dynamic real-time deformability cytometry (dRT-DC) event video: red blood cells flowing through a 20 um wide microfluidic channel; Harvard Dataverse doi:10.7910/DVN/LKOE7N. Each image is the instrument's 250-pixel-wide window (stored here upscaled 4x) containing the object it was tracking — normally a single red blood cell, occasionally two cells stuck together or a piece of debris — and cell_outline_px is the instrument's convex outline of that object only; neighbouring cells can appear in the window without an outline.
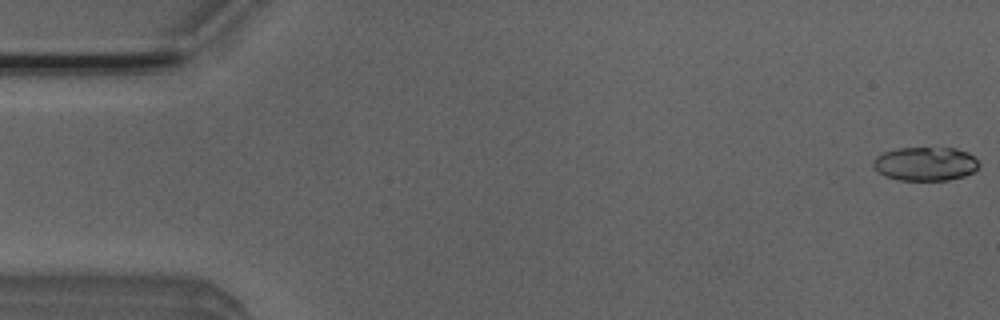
{"species": "Egyptian fruit bat (a non-hibernating species)", "species_latin": "Rousettus aegyptiacus", "temperature_condition": "room temperature", "stored_images_in_passage": 4, "camera_frame_rate_fps": 3000, "um_per_image_px": 0.085, "animal": {"sex": "male"}, "frame": {"image": 1, "passage_image": 1, "time_ms": 0.0, "image_size_px": [1000, 320], "cell_outline_px": [[980, 164], [972, 172], [964, 176], [948, 180], [900, 180], [884, 176], [872, 164], [872, 160], [876, 156], [884, 152], [896, 148], [956, 148], [968, 152]], "centroid_in_image_um": [78.64, 13.92], "position_along_channel_um": 6.4, "area_um2": 20.75}}